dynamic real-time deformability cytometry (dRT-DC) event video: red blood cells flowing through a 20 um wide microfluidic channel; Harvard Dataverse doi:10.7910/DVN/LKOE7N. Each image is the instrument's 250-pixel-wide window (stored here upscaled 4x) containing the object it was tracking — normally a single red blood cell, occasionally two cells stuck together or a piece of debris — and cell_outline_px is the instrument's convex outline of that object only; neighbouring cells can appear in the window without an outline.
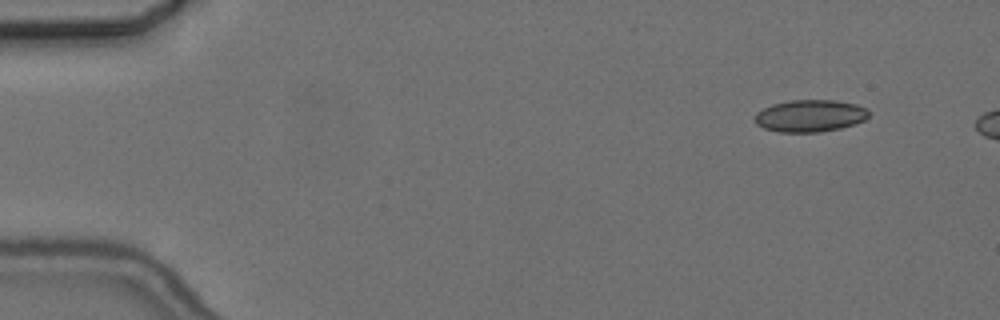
{"species": "common noctule bat (a hibernating species)", "species_latin": "Nyctalus noctula", "temperature_condition": "cold", "stored_images_in_passage": 3, "camera_frame_rate_fps": 3000, "um_per_image_px": 0.085, "animal": {"sex": "female", "body_mass_g": 24.6, "forearm_length_mm": 56.2}, "frame": {"image": 1, "passage_image": 1, "time_ms": 0.0, "image_size_px": [1000, 320], "cell_outline_px": [[868, 116], [864, 120], [840, 128], [820, 132], [780, 132], [764, 128], [756, 124], [752, 120], [756, 112], [772, 104], [788, 100], [836, 100], [856, 104], [868, 108]], "centroid_in_image_um": [68.82, 9.83], "position_along_channel_um": 16.2, "area_um2": 21.44}}